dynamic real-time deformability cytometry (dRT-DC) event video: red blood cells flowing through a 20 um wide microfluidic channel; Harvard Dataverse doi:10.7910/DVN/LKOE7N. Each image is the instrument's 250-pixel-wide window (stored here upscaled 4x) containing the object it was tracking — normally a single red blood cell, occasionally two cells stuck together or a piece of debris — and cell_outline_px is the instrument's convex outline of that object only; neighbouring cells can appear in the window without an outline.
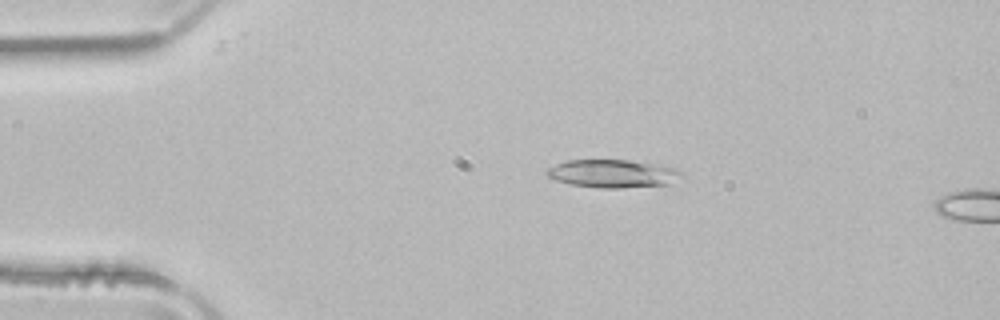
{"species": "common noctule bat (a hibernating species)", "species_latin": "Nyctalus noctula", "temperature_condition": "room temperature", "stored_images_in_passage": 50, "camera_frame_rate_fps": 3000, "um_per_image_px": 0.085, "animal": {"sex": "male", "body_mass_g": 21.5, "forearm_length_mm": 52.0}, "frame": {"image": 1, "passage_image": 9, "time_ms": 2.667, "image_size_px": [1000, 320], "cell_outline_px": [[684, 176], [668, 184], [620, 188], [600, 188], [572, 184], [556, 180], [548, 176], [544, 172], [548, 168], [556, 164], [568, 160], [628, 160], [660, 164], [676, 168], [684, 172]], "centroid_in_image_um": [52.13, 14.75], "position_along_channel_um": 32.9, "area_um2": 22.08}}
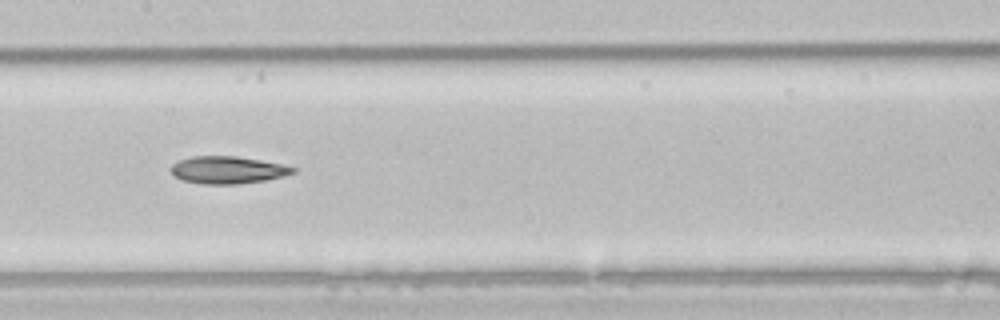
{"frame": {"image": 2, "passage_image": 24, "time_ms": 7.667, "image_size_px": [1000, 320], "cell_outline_px": [[296, 172], [264, 180], [236, 184], [204, 184], [180, 180], [168, 168], [172, 164], [180, 160], [192, 156], [236, 156], [260, 160], [280, 164], [296, 168]], "centroid_in_image_um": [19.29, 14.44], "position_along_channel_um": 188.1, "area_um2": 19.25}}
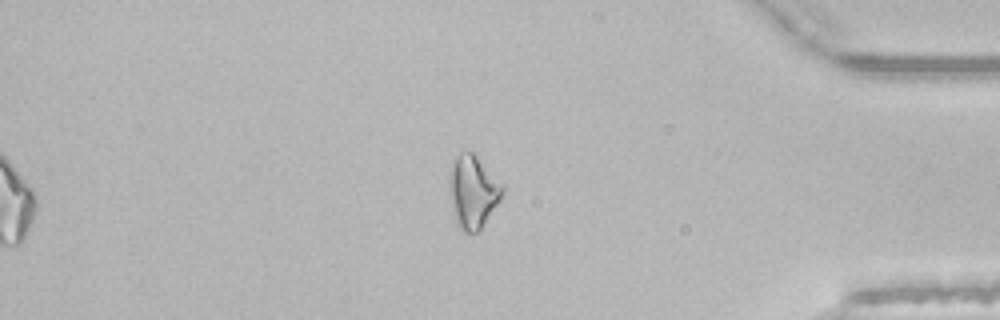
{"frame": {"image": 3, "passage_image": 42, "time_ms": 13.667, "image_size_px": [1000, 320], "cell_outline_px": [[504, 192], [500, 200], [480, 228], [476, 232], [464, 232], [456, 224], [452, 208], [448, 188], [448, 180], [452, 164], [456, 156], [460, 152], [476, 152], [504, 184]], "centroid_in_image_um": [40.2, 16.23], "position_along_channel_um": 395.0, "area_um2": 22.89}}